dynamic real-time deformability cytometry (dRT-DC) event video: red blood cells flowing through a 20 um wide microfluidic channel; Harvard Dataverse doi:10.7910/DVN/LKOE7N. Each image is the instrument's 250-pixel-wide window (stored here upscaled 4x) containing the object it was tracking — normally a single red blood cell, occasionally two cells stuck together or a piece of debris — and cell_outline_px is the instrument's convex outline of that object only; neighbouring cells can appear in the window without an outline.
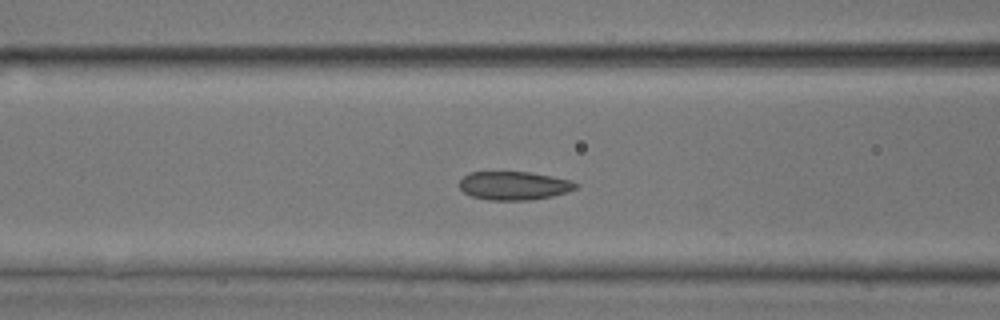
{"species": "common noctule bat (a hibernating species)", "species_latin": "Nyctalus noctula", "temperature_condition": "room temperature", "stored_images_in_passage": 53, "camera_frame_rate_fps": 3000, "um_per_image_px": 0.085, "animal": {"sex": "male", "body_mass_g": 17.9, "forearm_length_mm": 54.2}, "frame": {"image": 1, "passage_image": 21, "time_ms": 6.667, "image_size_px": [1000, 320], "cell_outline_px": [[580, 184], [576, 188], [568, 192], [552, 196], [528, 200], [488, 200], [472, 196], [464, 192], [460, 188], [460, 180], [468, 172], [532, 172], [572, 180]], "centroid_in_image_um": [43.72, 15.77], "position_along_channel_um": 122.9, "area_um2": 19.42}}
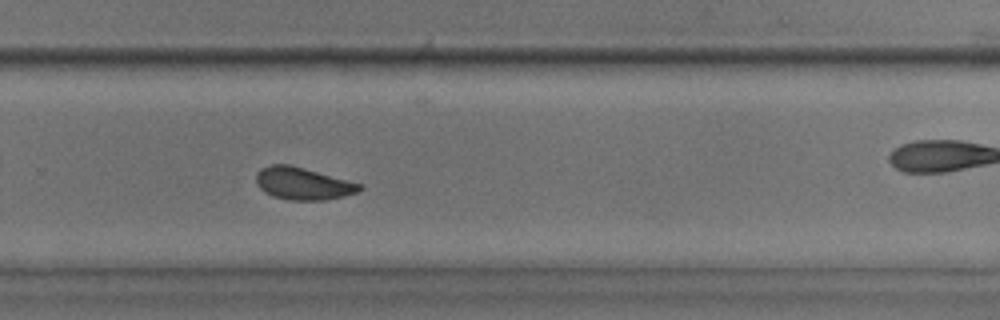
{"frame": {"image": 2, "passage_image": 35, "time_ms": 11.333, "image_size_px": [1000, 320], "cell_outline_px": [[364, 188], [356, 192], [344, 196], [328, 200], [288, 200], [272, 196], [264, 192], [256, 184], [256, 172], [260, 168], [272, 164], [288, 164], [304, 168], [364, 184]], "centroid_in_image_um": [25.75, 15.6], "position_along_channel_um": 304.1, "area_um2": 19.71}}
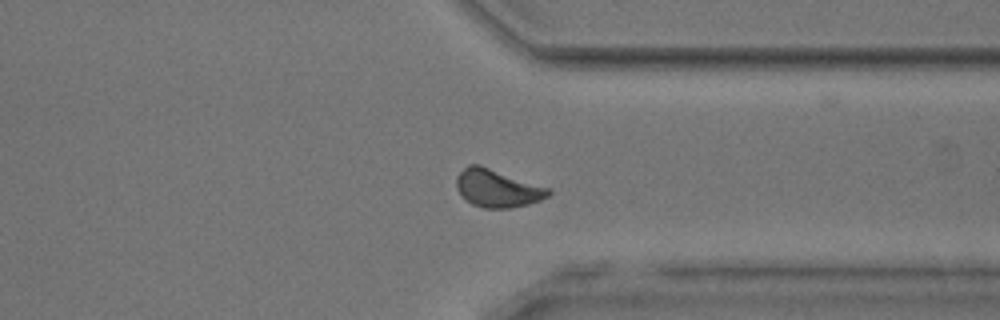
{"frame": {"image": 3, "passage_image": 40, "time_ms": 13.0, "image_size_px": [1000, 320], "cell_outline_px": [[552, 192], [548, 196], [540, 200], [528, 204], [512, 208], [484, 208], [472, 204], [464, 200], [456, 188], [456, 176], [468, 164], [480, 164], [552, 188]], "centroid_in_image_um": [42.28, 15.99], "position_along_channel_um": 369.1, "area_um2": 20.69}, "authors_computed_cell_mechanics": {"area_um2": 19.7098, "velocity_mm_per_s": 3.8939, "shape_relaxation_time_tau1_ms": 3.3669, "shape_relaxation_time_tau2_ms": 1.2402, "deformation_change_tau1": 0.0893, "deformation_change_tau2": 0.0418}}